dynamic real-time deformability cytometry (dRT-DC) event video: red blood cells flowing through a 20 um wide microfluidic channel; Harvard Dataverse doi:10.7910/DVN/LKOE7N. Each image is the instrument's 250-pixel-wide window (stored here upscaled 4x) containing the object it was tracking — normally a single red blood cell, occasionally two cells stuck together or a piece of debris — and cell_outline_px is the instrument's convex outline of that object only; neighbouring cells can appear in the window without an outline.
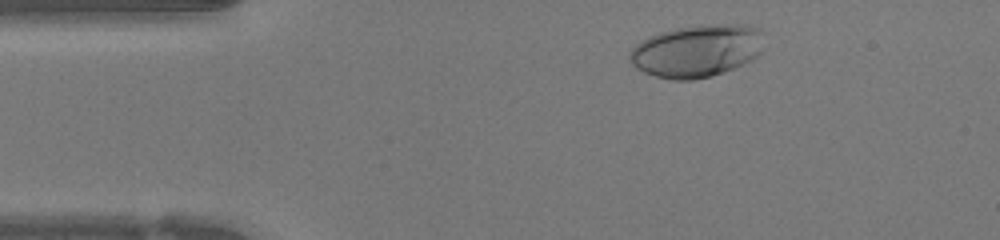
{"species": "human", "species_latin": "Homo sapiens", "temperature_condition": "warm", "stored_images_in_passage": 43, "camera_frame_rate_fps": 3000, "um_per_image_px": 0.085, "donor": {"sex": "female"}, "frame": {"image": 1, "passage_image": 3, "time_ms": 0.667, "image_size_px": [1000, 240], "cell_outline_px": [[760, 52], [752, 60], [712, 76], [692, 80], [672, 80], [656, 76], [644, 72], [636, 68], [628, 60], [628, 52], [636, 44], [648, 36], [660, 32], [676, 28], [724, 24], [748, 24], [760, 28]], "centroid_in_image_um": [59.17, 4.33], "position_along_channel_um": 25.8, "area_um2": 40.81}}
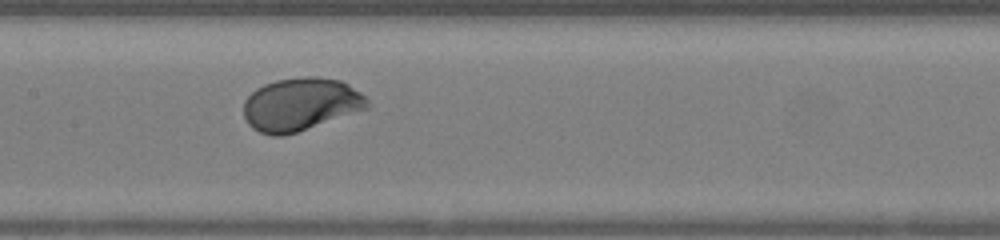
{"frame": {"image": 2, "passage_image": 18, "time_ms": 5.667, "image_size_px": [1000, 240], "cell_outline_px": [[368, 108], [284, 136], [272, 136], [260, 132], [252, 128], [248, 124], [244, 116], [244, 100], [256, 88], [264, 84], [276, 80], [304, 76], [312, 76], [340, 80], [348, 84], [360, 92], [368, 100]], "centroid_in_image_um": [25.52, 8.86], "position_along_channel_um": 181.9, "area_um2": 37.97}}
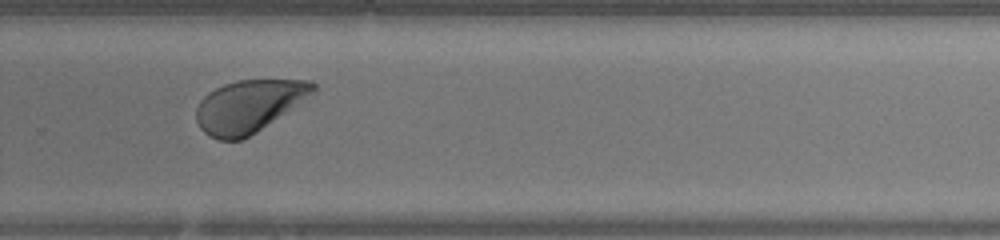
{"frame": {"image": 3, "passage_image": 27, "time_ms": 8.667, "image_size_px": [1000, 240], "cell_outline_px": [[316, 92], [256, 132], [240, 140], [220, 140], [208, 136], [200, 128], [196, 120], [196, 108], [200, 100], [208, 92], [224, 84], [236, 80], [312, 80], [316, 84]], "centroid_in_image_um": [21.14, 9.01], "position_along_channel_um": 308.7, "area_um2": 35.55}, "authors_computed_cell_mechanics": {"area_um2": 38.148, "velocity_mm_per_s": 4.2351, "shape_relaxation_time_tau1_ms": 2.1956, "shape_relaxation_time_tau2_ms": null, "deformation_change_tau1": 0.1616, "deformation_change_tau2": null}}